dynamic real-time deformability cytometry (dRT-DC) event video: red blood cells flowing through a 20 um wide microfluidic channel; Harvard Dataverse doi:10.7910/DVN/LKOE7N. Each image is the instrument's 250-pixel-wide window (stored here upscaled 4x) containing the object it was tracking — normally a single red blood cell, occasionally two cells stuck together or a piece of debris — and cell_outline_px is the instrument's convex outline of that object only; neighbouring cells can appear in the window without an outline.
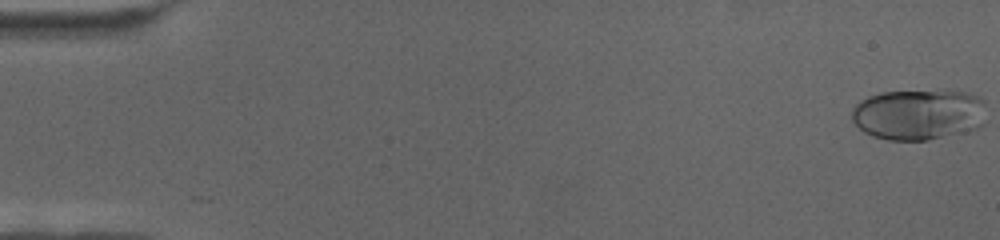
{"species": "human", "species_latin": "Homo sapiens", "temperature_condition": "cold", "stored_images_in_passage": 68, "camera_frame_rate_fps": 3000, "um_per_image_px": 0.085, "donor": {"sex": "female"}, "frame": {"image": 1, "passage_image": 1, "time_ms": 0.0, "image_size_px": [1000, 240], "cell_outline_px": [[984, 124], [980, 128], [964, 132], [928, 140], [888, 140], [872, 136], [864, 132], [852, 120], [852, 108], [860, 100], [868, 96], [880, 92], [940, 88], [964, 92], [980, 96], [984, 100]], "centroid_in_image_um": [78.1, 9.69], "position_along_channel_um": 6.9, "area_um2": 40.98}}
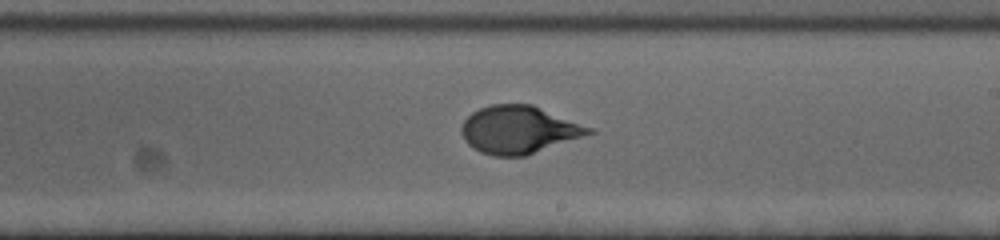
{"frame": {"image": 2, "passage_image": 41, "time_ms": 13.333, "image_size_px": [1000, 240], "cell_outline_px": [[596, 132], [524, 156], [492, 156], [480, 152], [472, 148], [464, 140], [460, 132], [460, 128], [464, 120], [472, 112], [480, 108], [492, 104], [532, 104], [592, 128]], "centroid_in_image_um": [44.06, 11.03], "position_along_channel_um": 244.9, "area_um2": 35.32}}
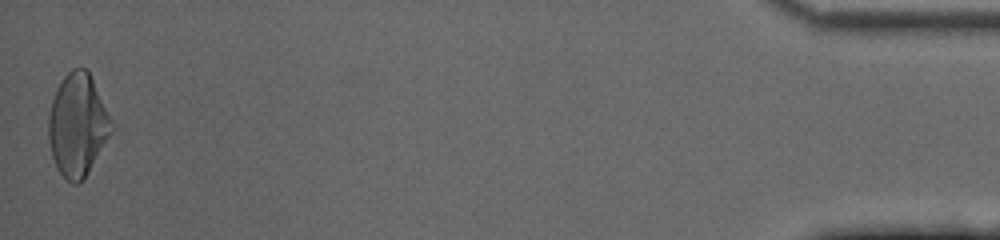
{"frame": {"image": 3, "passage_image": 68, "time_ms": 22.333, "image_size_px": [1000, 240], "cell_outline_px": [[116, 128], [80, 184], [72, 184], [56, 168], [52, 156], [48, 140], [48, 116], [52, 100], [56, 88], [64, 76], [72, 68], [88, 68], [92, 76]], "centroid_in_image_um": [6.62, 10.61], "position_along_channel_um": 428.6, "area_um2": 38.15}}